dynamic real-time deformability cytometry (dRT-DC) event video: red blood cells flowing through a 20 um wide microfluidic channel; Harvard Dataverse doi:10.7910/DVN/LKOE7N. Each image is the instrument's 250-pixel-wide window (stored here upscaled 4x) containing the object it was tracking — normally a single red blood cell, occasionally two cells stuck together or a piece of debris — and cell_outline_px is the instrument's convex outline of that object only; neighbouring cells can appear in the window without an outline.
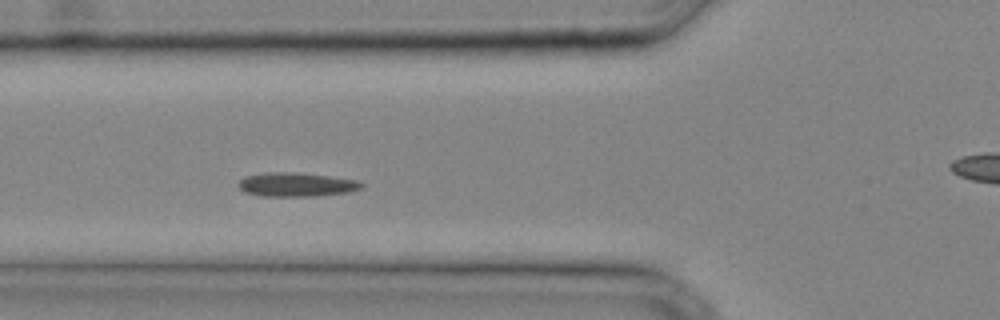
{"species": "common noctule bat (a hibernating species)", "species_latin": "Nyctalus noctula", "temperature_condition": "cold", "stored_images_in_passage": 12, "camera_frame_rate_fps": 3000, "um_per_image_px": 0.085, "animal": {"sex": "male", "body_mass_g": 20.4}, "frame": {"image": 1, "passage_image": 3, "time_ms": 0.667, "image_size_px": [1000, 320], "cell_outline_px": [[364, 188], [348, 192], [316, 196], [260, 196], [244, 192], [236, 184], [244, 176], [264, 172], [292, 172], [328, 176], [356, 180], [364, 184]], "centroid_in_image_um": [25.15, 15.69], "position_along_channel_um": 100.6, "area_um2": 17.28}}
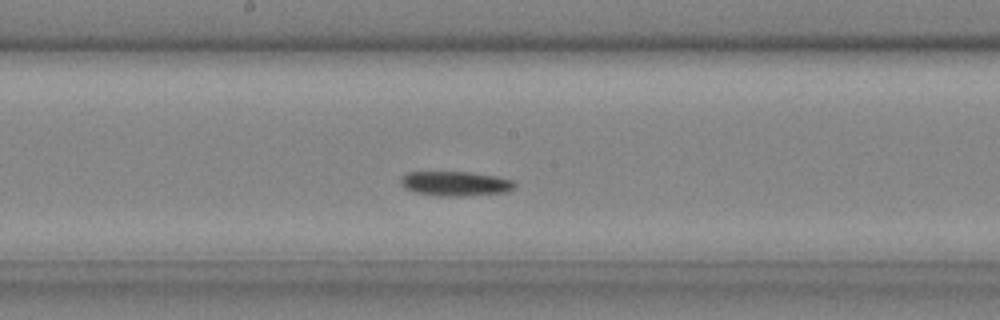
{"frame": {"image": 2, "passage_image": 9, "time_ms": 2.667, "image_size_px": [1000, 320], "cell_outline_px": [[516, 184], [508, 192], [464, 196], [436, 196], [416, 192], [404, 188], [400, 184], [400, 180], [408, 172], [468, 172], [496, 176], [512, 180]], "centroid_in_image_um": [38.7, 15.61], "position_along_channel_um": 209.5, "area_um2": 16.3}}
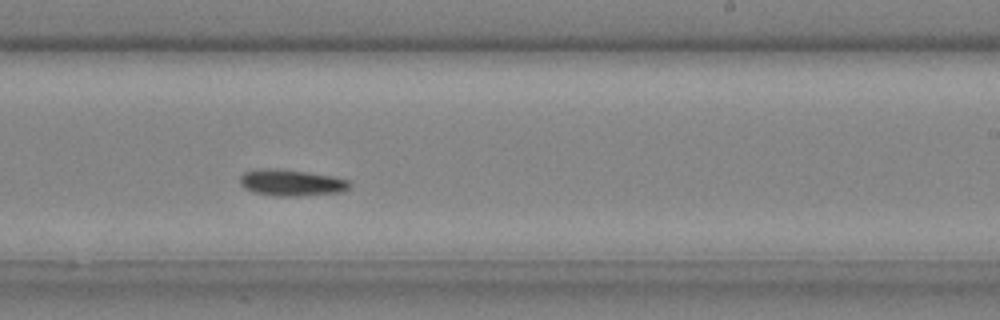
{"frame": {"image": 3, "passage_image": 12, "time_ms": 3.667, "image_size_px": [1000, 320], "cell_outline_px": [[352, 184], [348, 188], [340, 192], [300, 196], [276, 196], [256, 192], [244, 188], [240, 184], [240, 176], [244, 172], [256, 168], [276, 168], [332, 176], [348, 180]], "centroid_in_image_um": [24.73, 15.52], "position_along_channel_um": 264.3, "area_um2": 16.82}}